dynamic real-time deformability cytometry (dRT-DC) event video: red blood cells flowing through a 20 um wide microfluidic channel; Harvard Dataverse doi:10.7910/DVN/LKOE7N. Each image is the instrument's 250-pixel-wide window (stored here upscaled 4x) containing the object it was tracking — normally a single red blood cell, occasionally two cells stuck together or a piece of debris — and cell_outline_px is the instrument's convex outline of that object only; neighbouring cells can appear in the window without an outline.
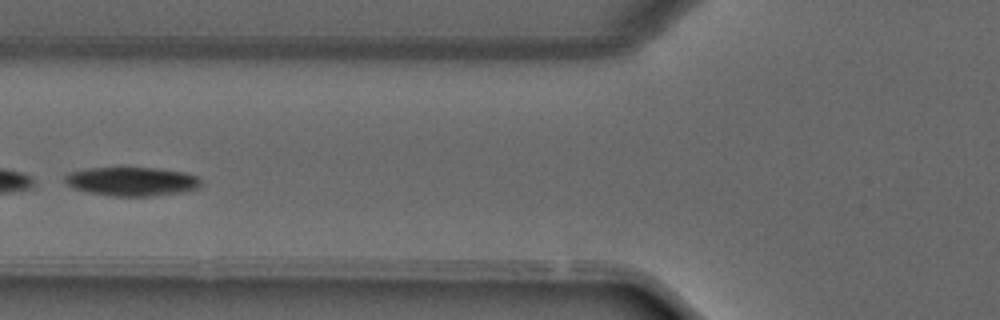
{"species": "common noctule bat (a hibernating species)", "species_latin": "Nyctalus noctula", "temperature_condition": "warm", "stored_images_in_passage": 37, "camera_frame_rate_fps": 3000, "um_per_image_px": 0.085, "animal": {"sex": "male", "forearm_length_mm": 52.5}, "frame": {"image": 1, "passage_image": 12, "time_ms": 3.667, "image_size_px": [1000, 320], "cell_outline_px": [[200, 184], [196, 188], [180, 192], [152, 196], [108, 196], [88, 192], [72, 188], [64, 180], [64, 176], [68, 172], [88, 168], [152, 168], [184, 172], [196, 176], [200, 180]], "centroid_in_image_um": [11.13, 15.42], "position_along_channel_um": 114.7, "area_um2": 22.72}}
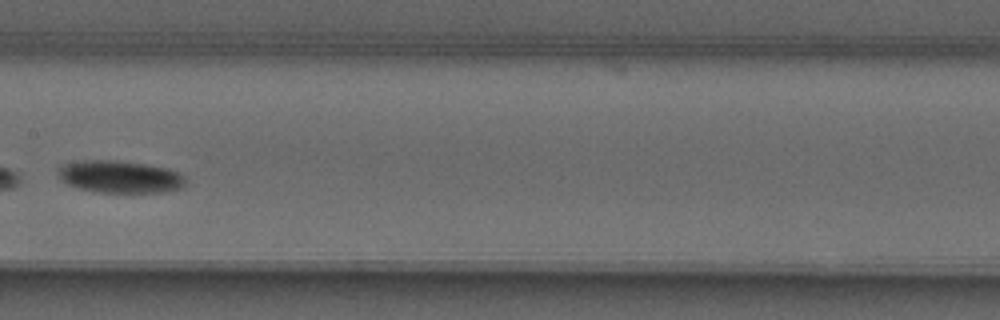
{"frame": {"image": 2, "passage_image": 17, "time_ms": 5.333, "image_size_px": [1000, 320], "cell_outline_px": [[184, 188], [164, 192], [100, 192], [80, 188], [68, 184], [56, 172], [56, 168], [60, 164], [80, 160], [116, 160], [144, 164], [168, 168], [180, 172], [184, 176]], "centroid_in_image_um": [10.19, 15.01], "position_along_channel_um": 197.2, "area_um2": 24.1}}
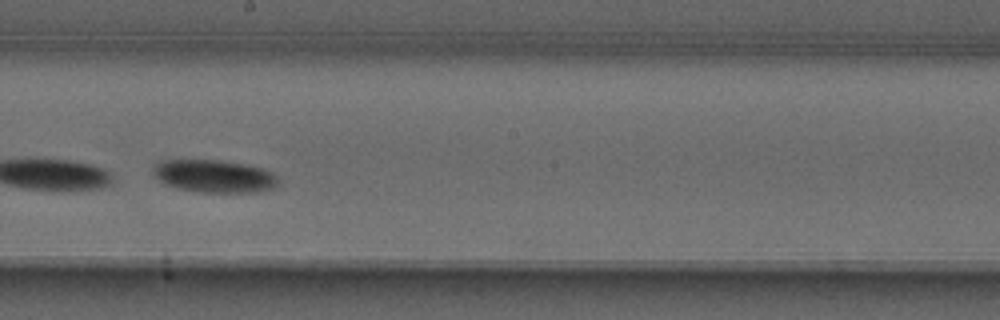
{"frame": {"image": 3, "passage_image": 19, "time_ms": 6.0, "image_size_px": [1000, 320], "cell_outline_px": [[280, 184], [272, 188], [256, 192], [200, 192], [180, 188], [164, 184], [152, 172], [152, 168], [160, 160], [220, 160], [244, 164], [260, 168], [272, 172], [280, 180]], "centroid_in_image_um": [18.22, 14.97], "position_along_channel_um": 230.0, "area_um2": 23.76}}